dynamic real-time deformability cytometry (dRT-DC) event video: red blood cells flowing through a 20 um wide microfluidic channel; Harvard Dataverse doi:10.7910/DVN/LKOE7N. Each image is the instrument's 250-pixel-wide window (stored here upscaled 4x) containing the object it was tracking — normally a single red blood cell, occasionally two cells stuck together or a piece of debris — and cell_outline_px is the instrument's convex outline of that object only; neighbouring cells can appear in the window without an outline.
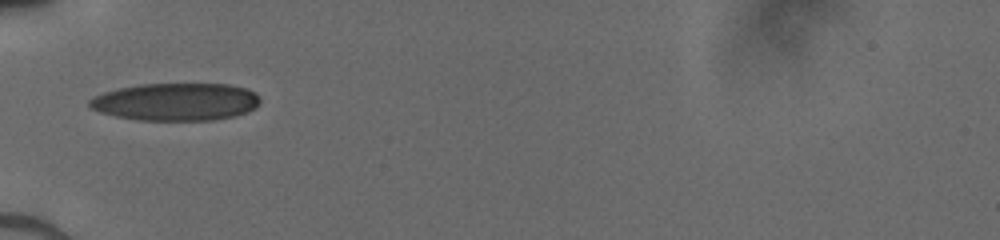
{"species": "human", "species_latin": "Homo sapiens", "temperature_condition": "cold", "stored_images_in_passage": 33, "camera_frame_rate_fps": 3000, "um_per_image_px": 0.085, "donor": {"sex": "male"}, "frame": {"image": 1, "passage_image": 1, "time_ms": 0.0, "image_size_px": [1000, 240], "cell_outline_px": [[260, 104], [256, 108], [248, 112], [236, 116], [212, 120], [140, 120], [116, 116], [100, 112], [92, 108], [88, 104], [88, 100], [92, 96], [104, 92], [120, 88], [140, 84], [228, 84], [244, 88], [256, 92], [260, 96]], "centroid_in_image_um": [14.99, 8.65], "position_along_channel_um": 70.0, "area_um2": 37.57}}
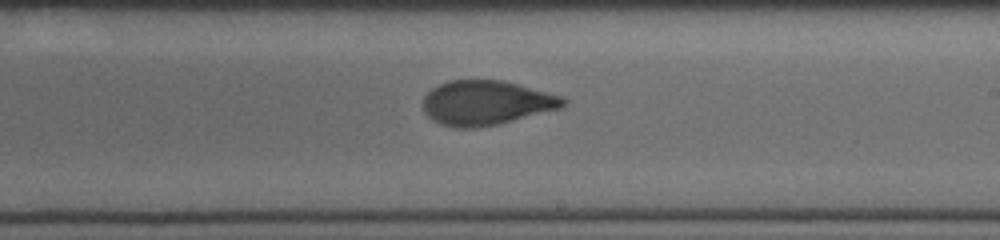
{"frame": {"image": 2, "passage_image": 14, "time_ms": 4.333, "image_size_px": [1000, 240], "cell_outline_px": [[568, 100], [560, 108], [496, 124], [476, 128], [456, 128], [432, 120], [424, 112], [424, 96], [432, 88], [448, 80], [504, 80], [560, 96]], "centroid_in_image_um": [41.29, 8.73], "position_along_channel_um": 247.7, "area_um2": 35.89}}
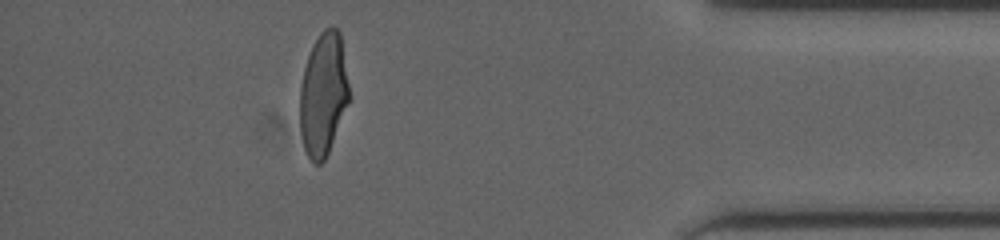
{"frame": {"image": 3, "passage_image": 28, "time_ms": 9.0, "image_size_px": [1000, 240], "cell_outline_px": [[348, 100], [328, 152], [324, 160], [320, 164], [316, 164], [308, 156], [304, 148], [300, 132], [300, 88], [304, 68], [312, 44], [320, 32], [324, 28], [336, 28], [340, 32], [348, 84]], "centroid_in_image_um": [27.45, 7.99], "position_along_channel_um": 407.8, "area_um2": 34.62}}